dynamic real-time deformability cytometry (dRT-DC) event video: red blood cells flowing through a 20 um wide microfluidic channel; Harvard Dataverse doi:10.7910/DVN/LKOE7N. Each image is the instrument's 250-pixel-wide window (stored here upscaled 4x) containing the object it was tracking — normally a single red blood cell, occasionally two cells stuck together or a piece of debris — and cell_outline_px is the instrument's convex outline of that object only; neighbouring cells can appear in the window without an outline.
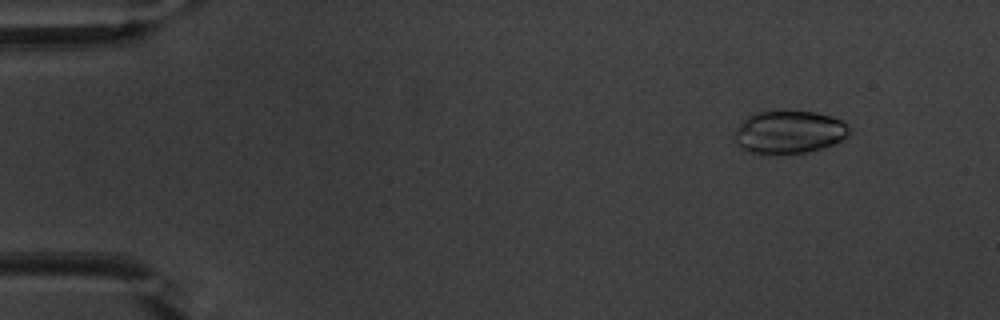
{"species": "common noctule bat (a hibernating species)", "species_latin": "Nyctalus noctula", "temperature_condition": "warm", "stored_images_in_passage": 53, "camera_frame_rate_fps": 3000, "um_per_image_px": 0.085, "animal": {"sex": "male", "body_mass_g": 20.1, "forearm_length_mm": 53.5}, "frame": {"image": 1, "passage_image": 6, "time_ms": 1.667, "image_size_px": [1000, 320], "cell_outline_px": [[852, 132], [848, 136], [832, 144], [820, 148], [804, 152], [744, 152], [736, 144], [736, 128], [752, 112], [816, 112], [832, 116], [840, 120]], "centroid_in_image_um": [67.06, 11.21], "position_along_channel_um": 17.9, "area_um2": 27.92}}
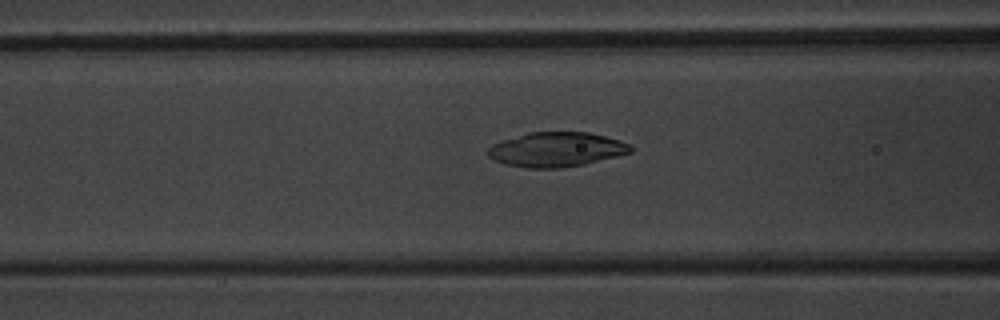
{"frame": {"image": 2, "passage_image": 22, "time_ms": 7.0, "image_size_px": [1000, 320], "cell_outline_px": [[632, 152], [584, 164], [560, 168], [528, 168], [504, 164], [488, 156], [488, 148], [492, 144], [528, 132], [588, 132], [620, 140], [628, 144], [632, 148]], "centroid_in_image_um": [47.28, 12.71], "position_along_channel_um": 119.3, "area_um2": 28.5}}
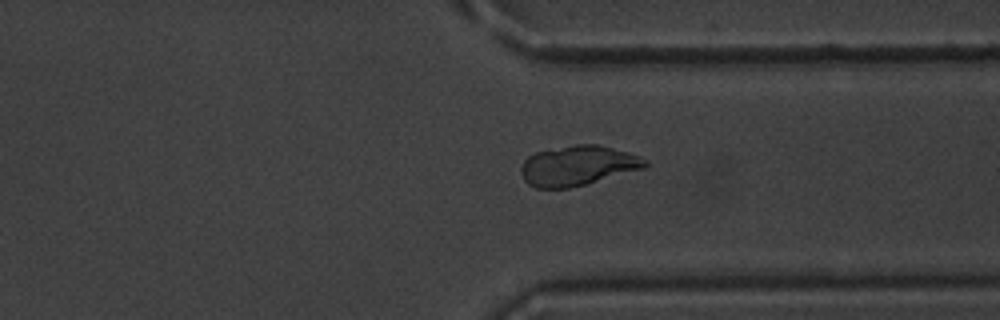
{"frame": {"image": 3, "passage_image": 41, "time_ms": 13.333, "image_size_px": [1000, 320], "cell_outline_px": [[648, 164], [644, 168], [584, 184], [568, 188], [536, 188], [528, 184], [524, 180], [520, 172], [520, 168], [524, 160], [528, 156], [536, 152], [576, 144], [596, 144], [628, 152], [640, 156], [648, 160]], "centroid_in_image_um": [49.09, 14.08], "position_along_channel_um": 362.3, "area_um2": 28.67}, "authors_computed_cell_mechanics": {"area_um2": 28.8422, "velocity_mm_per_s": 3.8406, "shape_relaxation_time_tau1_ms": 5.7863, "shape_relaxation_time_tau2_ms": 3.711, "deformation_change_tau1": 0.1025, "deformation_change_tau2": 0.0693}}